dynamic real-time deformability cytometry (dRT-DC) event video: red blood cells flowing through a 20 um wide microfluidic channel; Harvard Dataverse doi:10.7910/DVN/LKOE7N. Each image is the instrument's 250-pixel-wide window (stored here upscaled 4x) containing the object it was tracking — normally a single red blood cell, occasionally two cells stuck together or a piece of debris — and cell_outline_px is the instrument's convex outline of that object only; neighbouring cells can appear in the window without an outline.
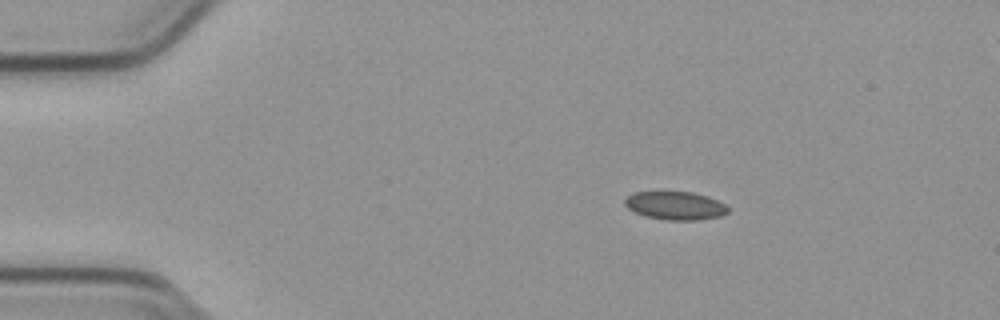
{"species": "common noctule bat (a hibernating species)", "species_latin": "Nyctalus noctula", "temperature_condition": "cold", "stored_images_in_passage": 46, "camera_frame_rate_fps": 3000, "um_per_image_px": 0.085, "animal": {"sex": "male", "body_mass_g": 23.1, "forearm_length_mm": 52.7}, "frame": {"image": 1, "passage_image": 1, "time_ms": 0.0, "image_size_px": [1000, 320], "cell_outline_px": [[728, 212], [720, 216], [700, 220], [668, 220], [644, 216], [628, 208], [624, 204], [624, 200], [628, 196], [636, 192], [656, 188], [692, 192], [708, 196], [724, 204], [728, 208]], "centroid_in_image_um": [57.35, 17.42], "position_along_channel_um": 27.7, "area_um2": 17.69}}
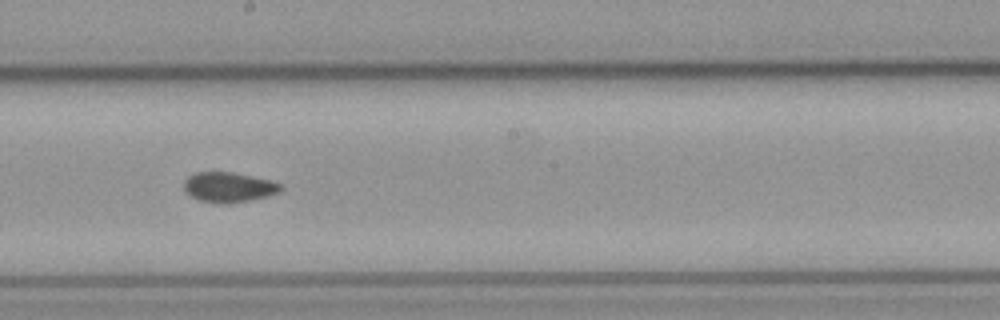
{"frame": {"image": 2, "passage_image": 22, "time_ms": 7.0, "image_size_px": [1000, 320], "cell_outline_px": [[284, 188], [280, 192], [268, 196], [252, 200], [228, 204], [216, 204], [200, 200], [184, 192], [184, 180], [188, 176], [196, 172], [232, 172], [252, 176], [268, 180], [280, 184]], "centroid_in_image_um": [19.43, 15.92], "position_along_channel_um": 228.8, "area_um2": 17.11}}
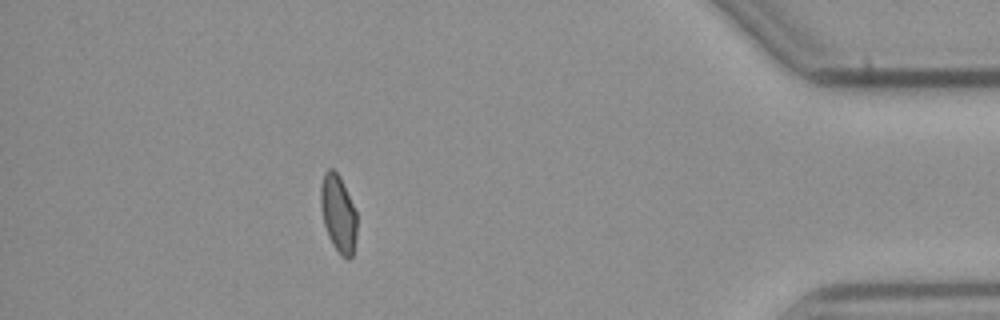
{"frame": {"image": 3, "passage_image": 40, "time_ms": 13.0, "image_size_px": [1000, 320], "cell_outline_px": [[356, 236], [352, 256], [348, 260], [340, 256], [332, 244], [328, 236], [324, 224], [320, 204], [320, 188], [324, 172], [328, 168], [332, 168], [340, 176], [356, 212]], "centroid_in_image_um": [28.74, 18.16], "position_along_channel_um": 406.5, "area_um2": 16.36}, "authors_computed_cell_mechanics": {"area_um2": 17.1088, "velocity_mm_per_s": 3.8012, "shape_relaxation_time_tau1_ms": null, "shape_relaxation_time_tau2_ms": 2.4582, "deformation_change_tau1": null, "deformation_change_tau2": 0.0552}}